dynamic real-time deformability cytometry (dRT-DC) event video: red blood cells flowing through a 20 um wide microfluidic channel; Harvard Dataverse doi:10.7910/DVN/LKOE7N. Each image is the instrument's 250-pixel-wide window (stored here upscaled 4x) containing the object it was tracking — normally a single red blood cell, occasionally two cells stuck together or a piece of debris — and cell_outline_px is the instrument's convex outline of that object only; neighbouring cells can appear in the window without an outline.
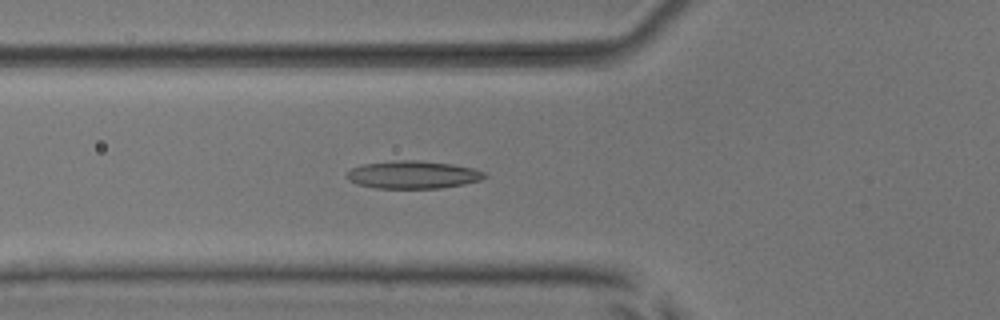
{"species": "common noctule bat (a hibernating species)", "species_latin": "Nyctalus noctula", "temperature_condition": "room temperature", "stored_images_in_passage": 48, "camera_frame_rate_fps": 3000, "um_per_image_px": 0.085, "animal": {"sex": "male", "body_mass_g": 17.9, "forearm_length_mm": 54.2}, "frame": {"image": 1, "passage_image": 14, "time_ms": 4.333, "image_size_px": [1000, 320], "cell_outline_px": [[488, 176], [480, 180], [464, 184], [440, 188], [376, 188], [356, 184], [348, 180], [344, 176], [352, 168], [364, 164], [400, 160], [420, 160], [452, 164], [472, 168], [484, 172]], "centroid_in_image_um": [35.09, 14.85], "position_along_channel_um": 90.7, "area_um2": 22.25}}
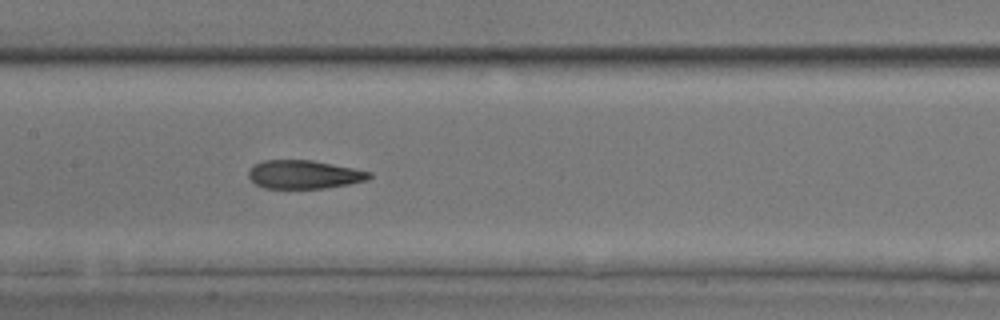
{"frame": {"image": 2, "passage_image": 21, "time_ms": 6.667, "image_size_px": [1000, 320], "cell_outline_px": [[372, 176], [368, 180], [348, 184], [324, 188], [264, 188], [256, 184], [248, 176], [248, 172], [252, 164], [264, 160], [312, 160], [372, 172]], "centroid_in_image_um": [25.83, 14.82], "position_along_channel_um": 181.6, "area_um2": 20.0}}
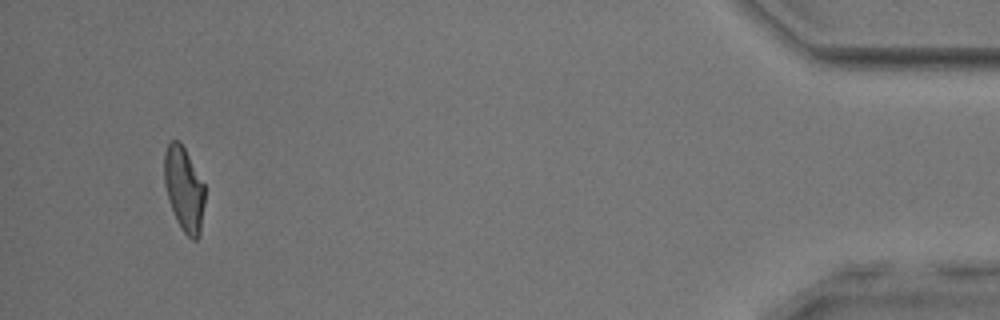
{"frame": {"image": 3, "passage_image": 45, "time_ms": 14.667, "image_size_px": [1000, 320], "cell_outline_px": [[204, 204], [200, 236], [196, 240], [192, 240], [184, 232], [176, 220], [168, 200], [164, 184], [164, 152], [168, 144], [172, 140], [180, 140], [204, 184]], "centroid_in_image_um": [15.63, 16.08], "position_along_channel_um": 419.6, "area_um2": 20.0}, "authors_computed_cell_mechanics": {"area_um2": 20.8658, "velocity_mm_per_s": 3.8889, "shape_relaxation_time_tau1_ms": null, "shape_relaxation_time_tau2_ms": 1.8923, "deformation_change_tau1": null, "deformation_change_tau2": 0.1017}}